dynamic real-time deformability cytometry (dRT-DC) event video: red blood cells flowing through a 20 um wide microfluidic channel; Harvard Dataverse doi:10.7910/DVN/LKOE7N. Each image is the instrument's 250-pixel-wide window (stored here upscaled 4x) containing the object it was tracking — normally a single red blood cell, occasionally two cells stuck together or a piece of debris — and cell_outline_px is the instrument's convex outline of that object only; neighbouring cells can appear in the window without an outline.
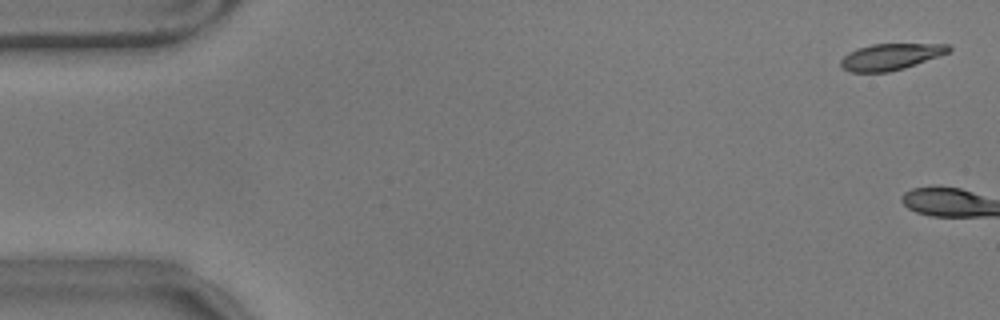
{"species": "common noctule bat (a hibernating species)", "species_latin": "Nyctalus noctula", "temperature_condition": "warm", "stored_images_in_passage": 4, "camera_frame_rate_fps": 3000, "um_per_image_px": 0.085, "animal": {"sex": "male", "body_mass_g": 17.9}, "frame": {"image": 1, "passage_image": 2, "time_ms": 0.333, "image_size_px": [1000, 320], "cell_outline_px": [[952, 48], [948, 52], [940, 56], [904, 68], [888, 72], [848, 72], [840, 68], [840, 60], [848, 52], [856, 48], [872, 44], [948, 44]], "centroid_in_image_um": [75.65, 4.83], "position_along_channel_um": 9.3, "area_um2": 16.7}}